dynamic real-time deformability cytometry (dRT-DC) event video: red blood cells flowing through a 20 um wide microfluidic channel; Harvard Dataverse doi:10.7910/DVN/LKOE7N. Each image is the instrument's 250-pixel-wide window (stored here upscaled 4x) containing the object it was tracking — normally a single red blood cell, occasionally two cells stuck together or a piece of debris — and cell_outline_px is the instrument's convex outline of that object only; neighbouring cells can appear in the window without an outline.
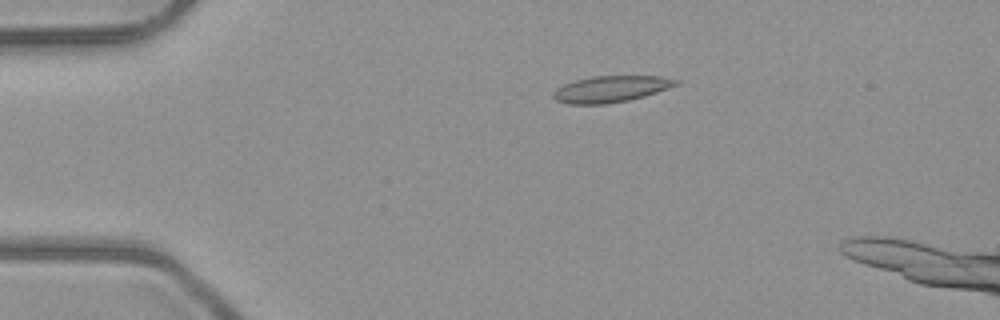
{"species": "common noctule bat (a hibernating species)", "species_latin": "Nyctalus noctula", "temperature_condition": "room temperature", "stored_images_in_passage": 2, "camera_frame_rate_fps": 3000, "um_per_image_px": 0.085, "animal": {"sex": "male", "body_mass_g": 23.1, "forearm_length_mm": 52.7}, "frame": {"image": 1, "passage_image": 1, "time_ms": 0.0, "image_size_px": [1000, 320], "cell_outline_px": [[680, 84], [644, 96], [628, 100], [604, 104], [568, 104], [556, 100], [552, 96], [552, 92], [556, 88], [564, 84], [576, 80], [592, 76], [660, 76], [680, 80]], "centroid_in_image_um": [51.91, 7.56], "position_along_channel_um": 33.1, "area_um2": 18.84}}